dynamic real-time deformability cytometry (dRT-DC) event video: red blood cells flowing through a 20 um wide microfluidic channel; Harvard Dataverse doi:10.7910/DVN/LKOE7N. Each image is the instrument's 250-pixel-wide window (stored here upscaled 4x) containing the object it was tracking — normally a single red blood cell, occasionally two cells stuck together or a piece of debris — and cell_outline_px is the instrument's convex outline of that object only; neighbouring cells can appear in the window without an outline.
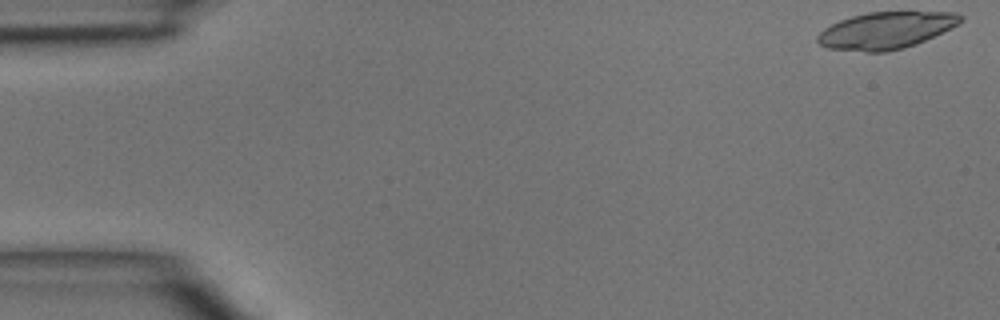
{"species": "common noctule bat (a hibernating species)", "species_latin": "Nyctalus noctula", "temperature_condition": "room temperature", "stored_images_in_passage": 4, "camera_frame_rate_fps": 3000, "um_per_image_px": 0.085, "animal": {"sex": "male", "body_mass_g": 15.6}, "frame": {"image": 1, "passage_image": 1, "time_ms": 0.0, "image_size_px": [1000, 320], "cell_outline_px": [[964, 16], [956, 24], [916, 44], [904, 48], [888, 52], [864, 52], [828, 48], [820, 44], [816, 40], [816, 36], [824, 28], [840, 20], [852, 16], [868, 12], [956, 12]], "centroid_in_image_um": [75.24, 2.59], "position_along_channel_um": 9.8, "area_um2": 30.4}}
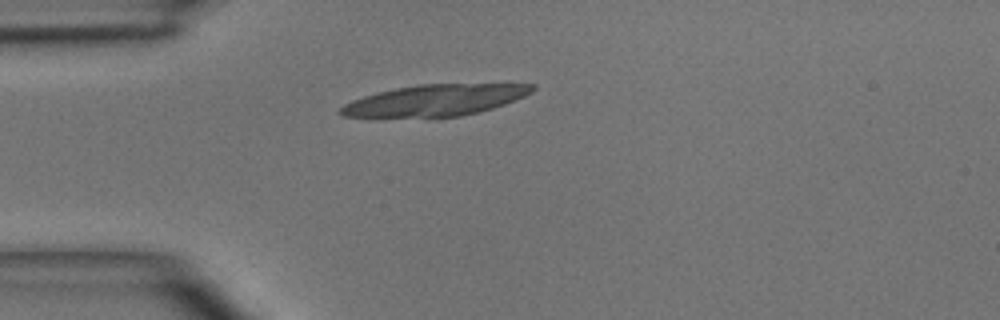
{"frame": {"image": 2, "passage_image": 4, "time_ms": 3.667, "image_size_px": [1000, 320], "cell_outline_px": [[536, 88], [532, 92], [524, 96], [504, 104], [480, 112], [460, 116], [344, 116], [336, 112], [344, 104], [352, 100], [364, 96], [396, 88], [416, 84], [536, 84]], "centroid_in_image_um": [37.02, 8.5], "position_along_channel_um": 48.0, "area_um2": 34.33}}